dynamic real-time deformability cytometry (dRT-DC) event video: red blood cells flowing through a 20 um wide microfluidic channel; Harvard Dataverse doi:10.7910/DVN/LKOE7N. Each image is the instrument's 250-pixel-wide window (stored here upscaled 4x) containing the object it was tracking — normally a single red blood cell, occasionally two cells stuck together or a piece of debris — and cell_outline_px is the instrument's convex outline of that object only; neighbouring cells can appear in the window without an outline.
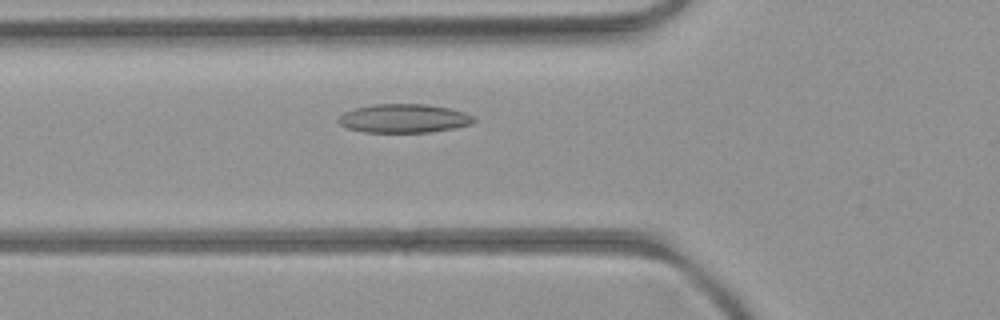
{"species": "common noctule bat (a hibernating species)", "species_latin": "Nyctalus noctula", "temperature_condition": "room temperature", "stored_images_in_passage": 38, "camera_frame_rate_fps": 3000, "um_per_image_px": 0.085, "animal": {"sex": "female", "body_mass_g": 21.9}, "frame": {"image": 1, "passage_image": 4, "time_ms": 1.0, "image_size_px": [1000, 320], "cell_outline_px": [[476, 120], [472, 124], [452, 128], [428, 132], [364, 132], [348, 128], [340, 124], [336, 120], [344, 112], [356, 108], [372, 104], [424, 104], [448, 108], [464, 112], [476, 116]], "centroid_in_image_um": [34.34, 10.06], "position_along_channel_um": 91.5, "area_um2": 22.6}}
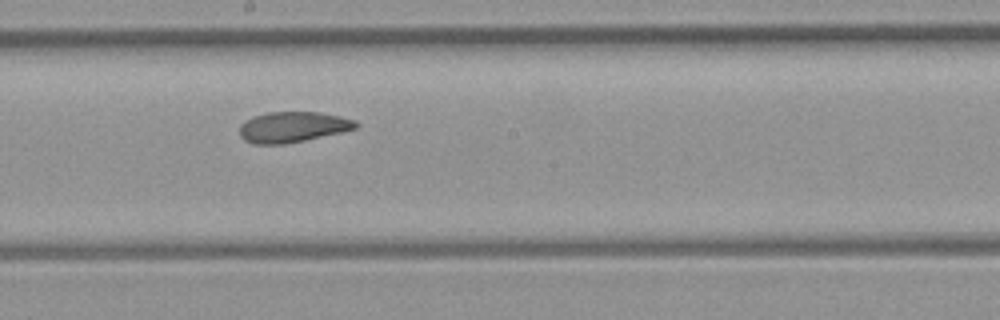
{"frame": {"image": 2, "passage_image": 14, "time_ms": 4.333, "image_size_px": [1000, 320], "cell_outline_px": [[360, 124], [356, 128], [340, 132], [304, 140], [284, 144], [256, 144], [244, 140], [240, 136], [240, 124], [244, 120], [252, 116], [268, 112], [320, 112], [340, 116], [356, 120]], "centroid_in_image_um": [24.86, 10.78], "position_along_channel_um": 223.3, "area_um2": 20.75}}
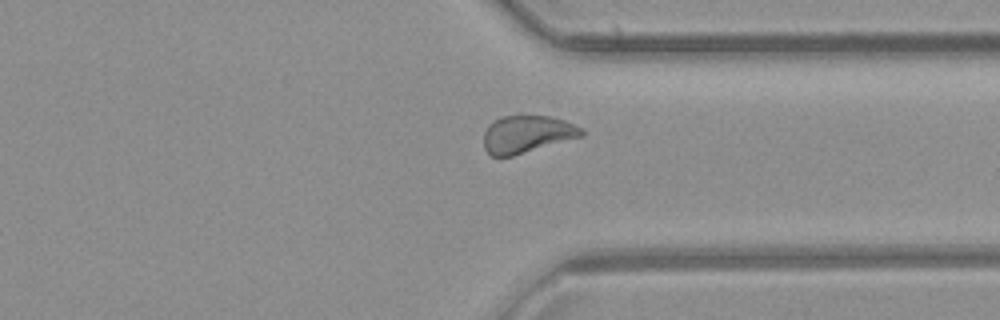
{"frame": {"image": 3, "passage_image": 25, "time_ms": 8.0, "image_size_px": [1000, 320], "cell_outline_px": [[584, 136], [512, 156], [492, 156], [484, 148], [484, 132], [488, 124], [504, 116], [552, 116], [564, 120], [584, 128]], "centroid_in_image_um": [44.83, 11.4], "position_along_channel_um": 366.6, "area_um2": 21.33}, "authors_computed_cell_mechanics": {"area_um2": 21.6461, "velocity_mm_per_s": 3.9263, "shape_relaxation_time_tau1_ms": 10.3463, "shape_relaxation_time_tau2_ms": 4.5812, "deformation_change_tau1": 0.1884, "deformation_change_tau2": 0.0988}}